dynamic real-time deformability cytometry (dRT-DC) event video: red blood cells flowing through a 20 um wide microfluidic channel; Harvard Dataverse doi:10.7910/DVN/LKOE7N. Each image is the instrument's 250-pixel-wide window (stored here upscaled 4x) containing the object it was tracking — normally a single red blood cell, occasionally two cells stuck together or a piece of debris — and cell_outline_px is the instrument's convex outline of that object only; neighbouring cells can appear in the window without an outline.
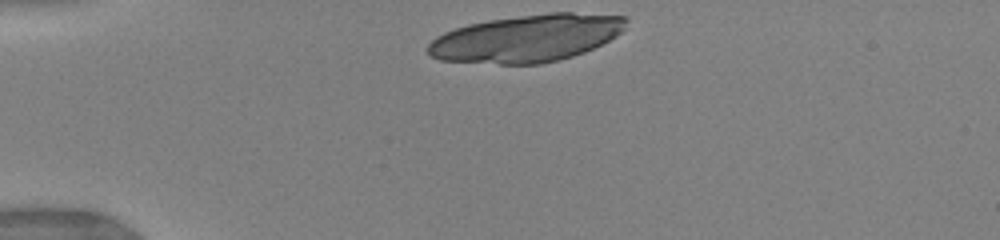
{"species": "human", "species_latin": "Homo sapiens", "temperature_condition": "warm", "stored_images_in_passage": 26, "camera_frame_rate_fps": 3000, "um_per_image_px": 0.085, "donor": {"sex": "female"}, "frame": {"image": 1, "passage_image": 1, "time_ms": 0.0, "image_size_px": [1000, 240], "cell_outline_px": [[628, 20], [624, 28], [616, 36], [584, 52], [560, 60], [540, 64], [500, 64], [440, 60], [432, 56], [424, 48], [436, 36], [444, 32], [468, 24], [488, 20], [552, 12], [572, 12], [628, 16]], "centroid_in_image_um": [44.76, 3.25], "position_along_channel_um": 40.2, "area_um2": 54.68}}